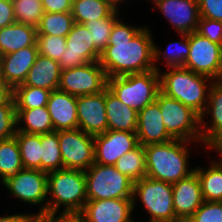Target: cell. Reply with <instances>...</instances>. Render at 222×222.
<instances>
[{
    "label": "cell",
    "mask_w": 222,
    "mask_h": 222,
    "mask_svg": "<svg viewBox=\"0 0 222 222\" xmlns=\"http://www.w3.org/2000/svg\"><path fill=\"white\" fill-rule=\"evenodd\" d=\"M47 108L54 131L78 128L77 97L60 90L51 91Z\"/></svg>",
    "instance_id": "cell-22"
},
{
    "label": "cell",
    "mask_w": 222,
    "mask_h": 222,
    "mask_svg": "<svg viewBox=\"0 0 222 222\" xmlns=\"http://www.w3.org/2000/svg\"><path fill=\"white\" fill-rule=\"evenodd\" d=\"M47 215H78L87 202L85 172L79 169H59L48 173Z\"/></svg>",
    "instance_id": "cell-3"
},
{
    "label": "cell",
    "mask_w": 222,
    "mask_h": 222,
    "mask_svg": "<svg viewBox=\"0 0 222 222\" xmlns=\"http://www.w3.org/2000/svg\"><path fill=\"white\" fill-rule=\"evenodd\" d=\"M84 172L87 200L133 199L134 181L114 165L93 163Z\"/></svg>",
    "instance_id": "cell-6"
},
{
    "label": "cell",
    "mask_w": 222,
    "mask_h": 222,
    "mask_svg": "<svg viewBox=\"0 0 222 222\" xmlns=\"http://www.w3.org/2000/svg\"><path fill=\"white\" fill-rule=\"evenodd\" d=\"M173 208L179 221H187L203 204L201 184L194 171L172 184Z\"/></svg>",
    "instance_id": "cell-17"
},
{
    "label": "cell",
    "mask_w": 222,
    "mask_h": 222,
    "mask_svg": "<svg viewBox=\"0 0 222 222\" xmlns=\"http://www.w3.org/2000/svg\"><path fill=\"white\" fill-rule=\"evenodd\" d=\"M107 88L125 105L136 112L157 98L160 74L156 70L107 78Z\"/></svg>",
    "instance_id": "cell-5"
},
{
    "label": "cell",
    "mask_w": 222,
    "mask_h": 222,
    "mask_svg": "<svg viewBox=\"0 0 222 222\" xmlns=\"http://www.w3.org/2000/svg\"><path fill=\"white\" fill-rule=\"evenodd\" d=\"M207 169V170H206ZM195 167L204 201H222V158L211 161L208 168Z\"/></svg>",
    "instance_id": "cell-27"
},
{
    "label": "cell",
    "mask_w": 222,
    "mask_h": 222,
    "mask_svg": "<svg viewBox=\"0 0 222 222\" xmlns=\"http://www.w3.org/2000/svg\"><path fill=\"white\" fill-rule=\"evenodd\" d=\"M154 4L179 34L196 32L200 18L198 0H157Z\"/></svg>",
    "instance_id": "cell-18"
},
{
    "label": "cell",
    "mask_w": 222,
    "mask_h": 222,
    "mask_svg": "<svg viewBox=\"0 0 222 222\" xmlns=\"http://www.w3.org/2000/svg\"><path fill=\"white\" fill-rule=\"evenodd\" d=\"M57 216V217H56ZM50 222H83L78 215H50Z\"/></svg>",
    "instance_id": "cell-46"
},
{
    "label": "cell",
    "mask_w": 222,
    "mask_h": 222,
    "mask_svg": "<svg viewBox=\"0 0 222 222\" xmlns=\"http://www.w3.org/2000/svg\"><path fill=\"white\" fill-rule=\"evenodd\" d=\"M108 130L136 133L138 112L122 103L108 88L105 89Z\"/></svg>",
    "instance_id": "cell-24"
},
{
    "label": "cell",
    "mask_w": 222,
    "mask_h": 222,
    "mask_svg": "<svg viewBox=\"0 0 222 222\" xmlns=\"http://www.w3.org/2000/svg\"><path fill=\"white\" fill-rule=\"evenodd\" d=\"M114 10L105 0H72L71 14L75 23L84 24L108 17Z\"/></svg>",
    "instance_id": "cell-29"
},
{
    "label": "cell",
    "mask_w": 222,
    "mask_h": 222,
    "mask_svg": "<svg viewBox=\"0 0 222 222\" xmlns=\"http://www.w3.org/2000/svg\"><path fill=\"white\" fill-rule=\"evenodd\" d=\"M138 145L136 133L107 130L94 136V163L115 165L122 155Z\"/></svg>",
    "instance_id": "cell-14"
},
{
    "label": "cell",
    "mask_w": 222,
    "mask_h": 222,
    "mask_svg": "<svg viewBox=\"0 0 222 222\" xmlns=\"http://www.w3.org/2000/svg\"><path fill=\"white\" fill-rule=\"evenodd\" d=\"M187 222H222V201H204Z\"/></svg>",
    "instance_id": "cell-40"
},
{
    "label": "cell",
    "mask_w": 222,
    "mask_h": 222,
    "mask_svg": "<svg viewBox=\"0 0 222 222\" xmlns=\"http://www.w3.org/2000/svg\"><path fill=\"white\" fill-rule=\"evenodd\" d=\"M15 102L14 88L0 77V104Z\"/></svg>",
    "instance_id": "cell-45"
},
{
    "label": "cell",
    "mask_w": 222,
    "mask_h": 222,
    "mask_svg": "<svg viewBox=\"0 0 222 222\" xmlns=\"http://www.w3.org/2000/svg\"><path fill=\"white\" fill-rule=\"evenodd\" d=\"M163 121L160 107L156 101L139 111L136 129L139 144L146 146L173 140L167 133Z\"/></svg>",
    "instance_id": "cell-20"
},
{
    "label": "cell",
    "mask_w": 222,
    "mask_h": 222,
    "mask_svg": "<svg viewBox=\"0 0 222 222\" xmlns=\"http://www.w3.org/2000/svg\"><path fill=\"white\" fill-rule=\"evenodd\" d=\"M63 168L86 171L94 163V136L81 129L58 131Z\"/></svg>",
    "instance_id": "cell-12"
},
{
    "label": "cell",
    "mask_w": 222,
    "mask_h": 222,
    "mask_svg": "<svg viewBox=\"0 0 222 222\" xmlns=\"http://www.w3.org/2000/svg\"><path fill=\"white\" fill-rule=\"evenodd\" d=\"M106 2H108L113 8H115L116 10H118V4L122 2V0H105Z\"/></svg>",
    "instance_id": "cell-50"
},
{
    "label": "cell",
    "mask_w": 222,
    "mask_h": 222,
    "mask_svg": "<svg viewBox=\"0 0 222 222\" xmlns=\"http://www.w3.org/2000/svg\"><path fill=\"white\" fill-rule=\"evenodd\" d=\"M140 199L149 212V221L177 222L173 208L172 184L144 177L134 182L133 209L136 199Z\"/></svg>",
    "instance_id": "cell-8"
},
{
    "label": "cell",
    "mask_w": 222,
    "mask_h": 222,
    "mask_svg": "<svg viewBox=\"0 0 222 222\" xmlns=\"http://www.w3.org/2000/svg\"><path fill=\"white\" fill-rule=\"evenodd\" d=\"M63 169L58 131L41 134V171L52 172Z\"/></svg>",
    "instance_id": "cell-33"
},
{
    "label": "cell",
    "mask_w": 222,
    "mask_h": 222,
    "mask_svg": "<svg viewBox=\"0 0 222 222\" xmlns=\"http://www.w3.org/2000/svg\"><path fill=\"white\" fill-rule=\"evenodd\" d=\"M74 23L71 12H44L37 27V34L66 37Z\"/></svg>",
    "instance_id": "cell-34"
},
{
    "label": "cell",
    "mask_w": 222,
    "mask_h": 222,
    "mask_svg": "<svg viewBox=\"0 0 222 222\" xmlns=\"http://www.w3.org/2000/svg\"><path fill=\"white\" fill-rule=\"evenodd\" d=\"M28 213H22V214H14V215H5L0 216V222H24V220L29 216Z\"/></svg>",
    "instance_id": "cell-47"
},
{
    "label": "cell",
    "mask_w": 222,
    "mask_h": 222,
    "mask_svg": "<svg viewBox=\"0 0 222 222\" xmlns=\"http://www.w3.org/2000/svg\"><path fill=\"white\" fill-rule=\"evenodd\" d=\"M11 0H0V29L15 23Z\"/></svg>",
    "instance_id": "cell-44"
},
{
    "label": "cell",
    "mask_w": 222,
    "mask_h": 222,
    "mask_svg": "<svg viewBox=\"0 0 222 222\" xmlns=\"http://www.w3.org/2000/svg\"><path fill=\"white\" fill-rule=\"evenodd\" d=\"M78 128L96 136L108 130L105 90L98 94L77 97Z\"/></svg>",
    "instance_id": "cell-16"
},
{
    "label": "cell",
    "mask_w": 222,
    "mask_h": 222,
    "mask_svg": "<svg viewBox=\"0 0 222 222\" xmlns=\"http://www.w3.org/2000/svg\"><path fill=\"white\" fill-rule=\"evenodd\" d=\"M210 113L211 123L207 126L204 117ZM200 130L201 142L209 149L222 138V79L214 81L209 90L208 104L200 116Z\"/></svg>",
    "instance_id": "cell-21"
},
{
    "label": "cell",
    "mask_w": 222,
    "mask_h": 222,
    "mask_svg": "<svg viewBox=\"0 0 222 222\" xmlns=\"http://www.w3.org/2000/svg\"><path fill=\"white\" fill-rule=\"evenodd\" d=\"M39 55L37 43L0 56V77L13 88L23 84Z\"/></svg>",
    "instance_id": "cell-19"
},
{
    "label": "cell",
    "mask_w": 222,
    "mask_h": 222,
    "mask_svg": "<svg viewBox=\"0 0 222 222\" xmlns=\"http://www.w3.org/2000/svg\"><path fill=\"white\" fill-rule=\"evenodd\" d=\"M198 7L200 17L222 21V0H198Z\"/></svg>",
    "instance_id": "cell-42"
},
{
    "label": "cell",
    "mask_w": 222,
    "mask_h": 222,
    "mask_svg": "<svg viewBox=\"0 0 222 222\" xmlns=\"http://www.w3.org/2000/svg\"><path fill=\"white\" fill-rule=\"evenodd\" d=\"M107 88V76L99 61L61 71L58 90L79 97L98 94Z\"/></svg>",
    "instance_id": "cell-9"
},
{
    "label": "cell",
    "mask_w": 222,
    "mask_h": 222,
    "mask_svg": "<svg viewBox=\"0 0 222 222\" xmlns=\"http://www.w3.org/2000/svg\"><path fill=\"white\" fill-rule=\"evenodd\" d=\"M37 43V28L23 23H13L0 29V56Z\"/></svg>",
    "instance_id": "cell-25"
},
{
    "label": "cell",
    "mask_w": 222,
    "mask_h": 222,
    "mask_svg": "<svg viewBox=\"0 0 222 222\" xmlns=\"http://www.w3.org/2000/svg\"><path fill=\"white\" fill-rule=\"evenodd\" d=\"M44 12H71L72 0H42Z\"/></svg>",
    "instance_id": "cell-43"
},
{
    "label": "cell",
    "mask_w": 222,
    "mask_h": 222,
    "mask_svg": "<svg viewBox=\"0 0 222 222\" xmlns=\"http://www.w3.org/2000/svg\"><path fill=\"white\" fill-rule=\"evenodd\" d=\"M16 119L17 131L19 132L45 134L54 131L47 106L34 109H16Z\"/></svg>",
    "instance_id": "cell-26"
},
{
    "label": "cell",
    "mask_w": 222,
    "mask_h": 222,
    "mask_svg": "<svg viewBox=\"0 0 222 222\" xmlns=\"http://www.w3.org/2000/svg\"><path fill=\"white\" fill-rule=\"evenodd\" d=\"M167 69L169 71L165 73L159 71L161 92L192 108L201 116L208 104L209 90L214 80L185 67ZM207 81L210 83L207 84Z\"/></svg>",
    "instance_id": "cell-4"
},
{
    "label": "cell",
    "mask_w": 222,
    "mask_h": 222,
    "mask_svg": "<svg viewBox=\"0 0 222 222\" xmlns=\"http://www.w3.org/2000/svg\"><path fill=\"white\" fill-rule=\"evenodd\" d=\"M189 47L185 68L214 81L222 79V45L192 32L189 34Z\"/></svg>",
    "instance_id": "cell-10"
},
{
    "label": "cell",
    "mask_w": 222,
    "mask_h": 222,
    "mask_svg": "<svg viewBox=\"0 0 222 222\" xmlns=\"http://www.w3.org/2000/svg\"><path fill=\"white\" fill-rule=\"evenodd\" d=\"M179 35L182 37L183 41H175L169 43L167 49L164 50V52L160 50L159 47H157L156 44L154 43V67L156 71L159 72L160 70L158 64L155 63L157 60L159 61L162 56H163L162 59L164 60L166 59L167 62L165 63V65L168 68L185 66L186 59L190 52L189 34H179ZM173 45L176 48L172 49Z\"/></svg>",
    "instance_id": "cell-32"
},
{
    "label": "cell",
    "mask_w": 222,
    "mask_h": 222,
    "mask_svg": "<svg viewBox=\"0 0 222 222\" xmlns=\"http://www.w3.org/2000/svg\"><path fill=\"white\" fill-rule=\"evenodd\" d=\"M67 48L60 57L61 70L97 62L101 53L94 47L91 33L84 24L74 23L66 36Z\"/></svg>",
    "instance_id": "cell-13"
},
{
    "label": "cell",
    "mask_w": 222,
    "mask_h": 222,
    "mask_svg": "<svg viewBox=\"0 0 222 222\" xmlns=\"http://www.w3.org/2000/svg\"><path fill=\"white\" fill-rule=\"evenodd\" d=\"M196 33L211 42L222 45V21L200 17Z\"/></svg>",
    "instance_id": "cell-41"
},
{
    "label": "cell",
    "mask_w": 222,
    "mask_h": 222,
    "mask_svg": "<svg viewBox=\"0 0 222 222\" xmlns=\"http://www.w3.org/2000/svg\"><path fill=\"white\" fill-rule=\"evenodd\" d=\"M14 137L19 145L24 169L41 170V134L16 131Z\"/></svg>",
    "instance_id": "cell-30"
},
{
    "label": "cell",
    "mask_w": 222,
    "mask_h": 222,
    "mask_svg": "<svg viewBox=\"0 0 222 222\" xmlns=\"http://www.w3.org/2000/svg\"><path fill=\"white\" fill-rule=\"evenodd\" d=\"M15 21L38 27L44 14L42 0H13Z\"/></svg>",
    "instance_id": "cell-37"
},
{
    "label": "cell",
    "mask_w": 222,
    "mask_h": 222,
    "mask_svg": "<svg viewBox=\"0 0 222 222\" xmlns=\"http://www.w3.org/2000/svg\"><path fill=\"white\" fill-rule=\"evenodd\" d=\"M133 199L87 200L78 216L83 222H134Z\"/></svg>",
    "instance_id": "cell-15"
},
{
    "label": "cell",
    "mask_w": 222,
    "mask_h": 222,
    "mask_svg": "<svg viewBox=\"0 0 222 222\" xmlns=\"http://www.w3.org/2000/svg\"><path fill=\"white\" fill-rule=\"evenodd\" d=\"M24 169L15 137L0 140V180L2 184Z\"/></svg>",
    "instance_id": "cell-28"
},
{
    "label": "cell",
    "mask_w": 222,
    "mask_h": 222,
    "mask_svg": "<svg viewBox=\"0 0 222 222\" xmlns=\"http://www.w3.org/2000/svg\"><path fill=\"white\" fill-rule=\"evenodd\" d=\"M51 91L20 84L14 88L16 109H34L47 106Z\"/></svg>",
    "instance_id": "cell-35"
},
{
    "label": "cell",
    "mask_w": 222,
    "mask_h": 222,
    "mask_svg": "<svg viewBox=\"0 0 222 222\" xmlns=\"http://www.w3.org/2000/svg\"><path fill=\"white\" fill-rule=\"evenodd\" d=\"M119 10H114L108 17L93 19L84 23L91 33L94 47L102 53L107 47L114 23L118 20Z\"/></svg>",
    "instance_id": "cell-36"
},
{
    "label": "cell",
    "mask_w": 222,
    "mask_h": 222,
    "mask_svg": "<svg viewBox=\"0 0 222 222\" xmlns=\"http://www.w3.org/2000/svg\"><path fill=\"white\" fill-rule=\"evenodd\" d=\"M155 101L160 107L166 131L173 139L201 143L200 115L197 112L161 91Z\"/></svg>",
    "instance_id": "cell-7"
},
{
    "label": "cell",
    "mask_w": 222,
    "mask_h": 222,
    "mask_svg": "<svg viewBox=\"0 0 222 222\" xmlns=\"http://www.w3.org/2000/svg\"><path fill=\"white\" fill-rule=\"evenodd\" d=\"M37 46L40 55L59 62L67 48L66 37L37 34Z\"/></svg>",
    "instance_id": "cell-38"
},
{
    "label": "cell",
    "mask_w": 222,
    "mask_h": 222,
    "mask_svg": "<svg viewBox=\"0 0 222 222\" xmlns=\"http://www.w3.org/2000/svg\"><path fill=\"white\" fill-rule=\"evenodd\" d=\"M24 222H50V215L30 214Z\"/></svg>",
    "instance_id": "cell-48"
},
{
    "label": "cell",
    "mask_w": 222,
    "mask_h": 222,
    "mask_svg": "<svg viewBox=\"0 0 222 222\" xmlns=\"http://www.w3.org/2000/svg\"><path fill=\"white\" fill-rule=\"evenodd\" d=\"M16 131L17 119L15 102L0 104V140L14 137Z\"/></svg>",
    "instance_id": "cell-39"
},
{
    "label": "cell",
    "mask_w": 222,
    "mask_h": 222,
    "mask_svg": "<svg viewBox=\"0 0 222 222\" xmlns=\"http://www.w3.org/2000/svg\"><path fill=\"white\" fill-rule=\"evenodd\" d=\"M114 166L134 182L146 177L144 146L139 144L133 150L126 152L116 161Z\"/></svg>",
    "instance_id": "cell-31"
},
{
    "label": "cell",
    "mask_w": 222,
    "mask_h": 222,
    "mask_svg": "<svg viewBox=\"0 0 222 222\" xmlns=\"http://www.w3.org/2000/svg\"><path fill=\"white\" fill-rule=\"evenodd\" d=\"M47 182L48 173L38 169H22L14 177L6 180L2 186L13 197L31 205H40L37 214L47 215Z\"/></svg>",
    "instance_id": "cell-11"
},
{
    "label": "cell",
    "mask_w": 222,
    "mask_h": 222,
    "mask_svg": "<svg viewBox=\"0 0 222 222\" xmlns=\"http://www.w3.org/2000/svg\"><path fill=\"white\" fill-rule=\"evenodd\" d=\"M152 38L148 27L130 26L119 18L99 59L107 78L155 70Z\"/></svg>",
    "instance_id": "cell-1"
},
{
    "label": "cell",
    "mask_w": 222,
    "mask_h": 222,
    "mask_svg": "<svg viewBox=\"0 0 222 222\" xmlns=\"http://www.w3.org/2000/svg\"><path fill=\"white\" fill-rule=\"evenodd\" d=\"M189 141L173 139L165 143L144 146L146 177L175 183L188 177L195 168L189 169Z\"/></svg>",
    "instance_id": "cell-2"
},
{
    "label": "cell",
    "mask_w": 222,
    "mask_h": 222,
    "mask_svg": "<svg viewBox=\"0 0 222 222\" xmlns=\"http://www.w3.org/2000/svg\"><path fill=\"white\" fill-rule=\"evenodd\" d=\"M61 71L58 61L39 54L34 65L29 70L23 85L49 91L58 90Z\"/></svg>",
    "instance_id": "cell-23"
},
{
    "label": "cell",
    "mask_w": 222,
    "mask_h": 222,
    "mask_svg": "<svg viewBox=\"0 0 222 222\" xmlns=\"http://www.w3.org/2000/svg\"><path fill=\"white\" fill-rule=\"evenodd\" d=\"M211 149L216 152H222V138Z\"/></svg>",
    "instance_id": "cell-49"
}]
</instances>
